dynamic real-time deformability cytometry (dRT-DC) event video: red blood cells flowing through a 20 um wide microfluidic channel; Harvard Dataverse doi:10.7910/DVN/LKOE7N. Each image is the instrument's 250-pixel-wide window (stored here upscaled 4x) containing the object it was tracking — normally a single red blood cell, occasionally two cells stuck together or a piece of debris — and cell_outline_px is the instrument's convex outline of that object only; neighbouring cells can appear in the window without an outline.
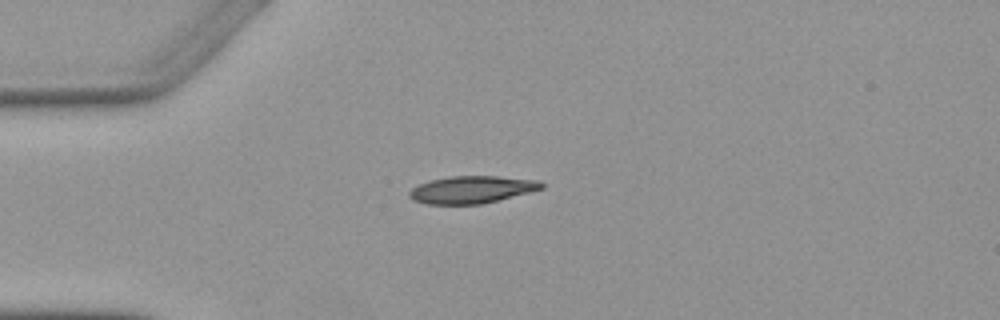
{"species": "Egyptian fruit bat (a non-hibernating species)", "species_latin": "Rousettus aegyptiacus", "temperature_condition": "warm", "stored_images_in_passage": 3, "camera_frame_rate_fps": 3000, "um_per_image_px": 0.085, "animal": {"sex": "female"}, "frame": {"image": 1, "passage_image": 1, "time_ms": 0.0, "image_size_px": [1000, 320], "cell_outline_px": [[544, 188], [480, 204], [428, 204], [412, 200], [408, 196], [408, 192], [412, 188], [420, 184], [432, 180], [448, 176], [496, 176], [540, 180], [544, 184]], "centroid_in_image_um": [40.08, 16.11], "position_along_channel_um": 44.9, "area_um2": 20.87}}
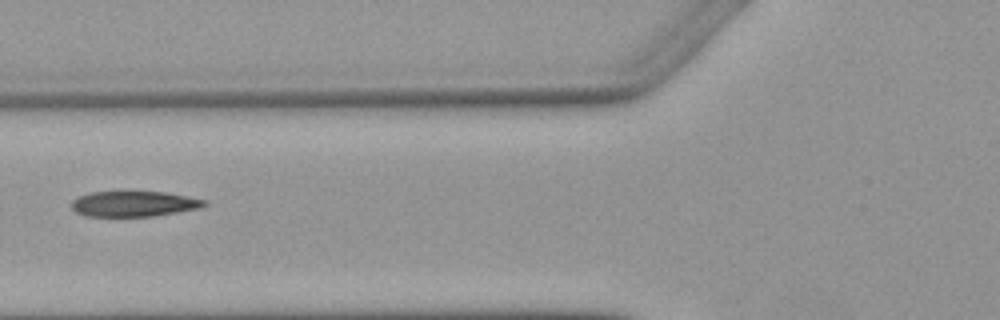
{"frame": {"image": 2, "passage_image": 3, "time_ms": 2.333, "image_size_px": [1000, 320], "cell_outline_px": [[208, 204], [200, 208], [152, 216], [84, 216], [76, 212], [72, 208], [72, 200], [80, 196], [92, 192], [164, 192], [208, 200]], "centroid_in_image_um": [11.4, 17.33], "position_along_channel_um": 114.4, "area_um2": 19.54}}